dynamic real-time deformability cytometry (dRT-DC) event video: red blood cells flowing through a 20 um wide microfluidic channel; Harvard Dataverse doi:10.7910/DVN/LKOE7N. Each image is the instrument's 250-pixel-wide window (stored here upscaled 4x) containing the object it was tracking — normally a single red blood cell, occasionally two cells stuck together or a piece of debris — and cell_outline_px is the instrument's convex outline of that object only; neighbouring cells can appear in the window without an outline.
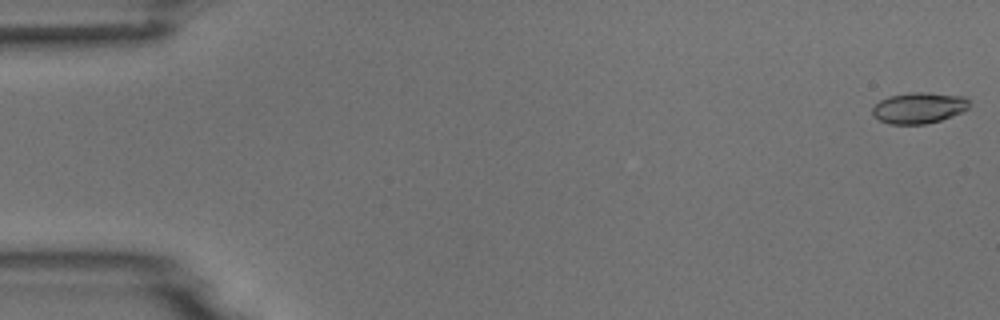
{"species": "common noctule bat (a hibernating species)", "species_latin": "Nyctalus noctula", "temperature_condition": "room temperature", "stored_images_in_passage": 6, "camera_frame_rate_fps": 3000, "um_per_image_px": 0.085, "animal": {"sex": "male", "body_mass_g": 18.8}, "frame": {"image": 1, "passage_image": 1, "time_ms": 0.0, "image_size_px": [1000, 320], "cell_outline_px": [[968, 108], [964, 112], [940, 120], [924, 124], [888, 124], [872, 116], [872, 108], [880, 100], [888, 96], [912, 92], [928, 92], [964, 96], [968, 100]], "centroid_in_image_um": [78.09, 9.16], "position_along_channel_um": 6.9, "area_um2": 17.63}}
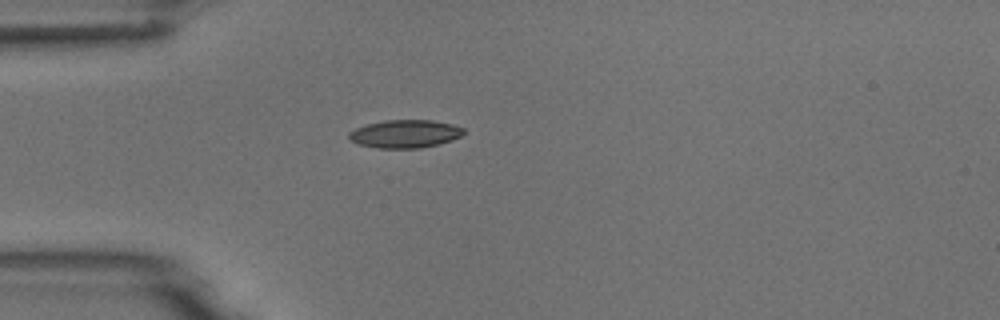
{"frame": {"image": 2, "passage_image": 5, "time_ms": 4.667, "image_size_px": [1000, 320], "cell_outline_px": [[464, 132], [460, 136], [452, 140], [440, 144], [420, 148], [376, 148], [360, 144], [352, 140], [348, 136], [348, 132], [356, 128], [368, 124], [384, 120], [432, 120], [452, 124], [464, 128]], "centroid_in_image_um": [34.44, 11.37], "position_along_channel_um": 50.6, "area_um2": 18.67}}